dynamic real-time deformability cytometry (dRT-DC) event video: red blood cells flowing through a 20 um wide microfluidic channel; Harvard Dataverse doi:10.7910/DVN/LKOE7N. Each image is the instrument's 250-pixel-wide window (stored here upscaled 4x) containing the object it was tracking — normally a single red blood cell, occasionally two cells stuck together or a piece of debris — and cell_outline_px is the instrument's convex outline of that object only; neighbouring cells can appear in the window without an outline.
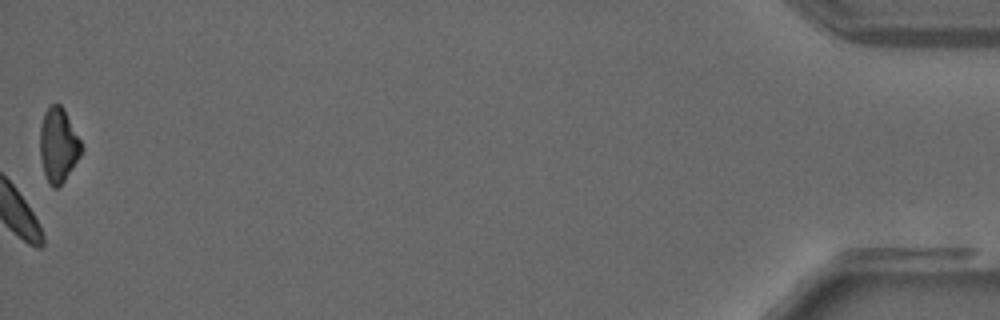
{"species": "common noctule bat (a hibernating species)", "species_latin": "Nyctalus noctula", "temperature_condition": "warm", "stored_images_in_passage": 28, "camera_frame_rate_fps": 3000, "um_per_image_px": 0.085, "animal": {"sex": "male", "forearm_length_mm": 52.5}, "frame": {"image": 1, "passage_image": 28, "time_ms": 9.0, "image_size_px": [1000, 320], "cell_outline_px": [[84, 148], [80, 156], [64, 180], [56, 188], [52, 188], [48, 184], [40, 160], [40, 124], [44, 112], [52, 104], [60, 104], [64, 108]], "centroid_in_image_um": [4.94, 12.33], "position_along_channel_um": 430.3, "area_um2": 17.98}}